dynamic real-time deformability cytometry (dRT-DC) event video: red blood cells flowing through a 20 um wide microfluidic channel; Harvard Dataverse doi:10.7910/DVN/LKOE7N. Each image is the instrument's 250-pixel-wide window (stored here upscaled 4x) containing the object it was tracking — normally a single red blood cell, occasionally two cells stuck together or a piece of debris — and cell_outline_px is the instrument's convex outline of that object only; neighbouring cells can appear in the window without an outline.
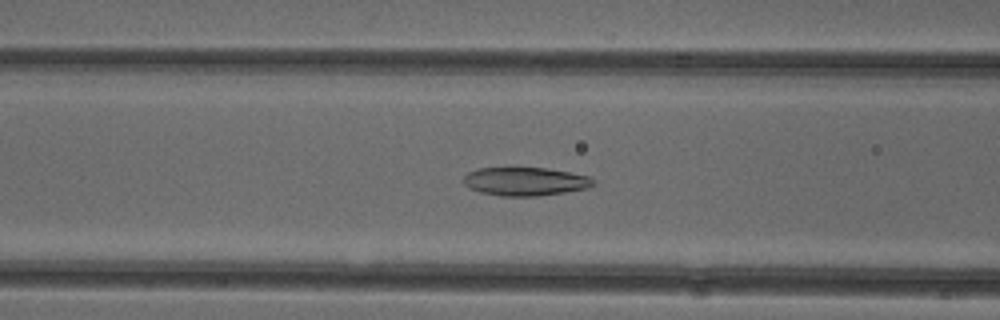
{"species": "common noctule bat (a hibernating species)", "species_latin": "Nyctalus noctula", "temperature_condition": "cold", "stored_images_in_passage": 52, "camera_frame_rate_fps": 3000, "um_per_image_px": 0.085, "animal": {"sex": "female"}, "frame": {"image": 1, "passage_image": 21, "time_ms": 6.667, "image_size_px": [1000, 320], "cell_outline_px": [[596, 184], [588, 188], [564, 192], [536, 196], [500, 196], [480, 192], [468, 188], [464, 184], [464, 176], [468, 172], [480, 168], [512, 164], [548, 168], [588, 176], [596, 180]], "centroid_in_image_um": [44.61, 15.37], "position_along_channel_um": 122.0, "area_um2": 22.48}}
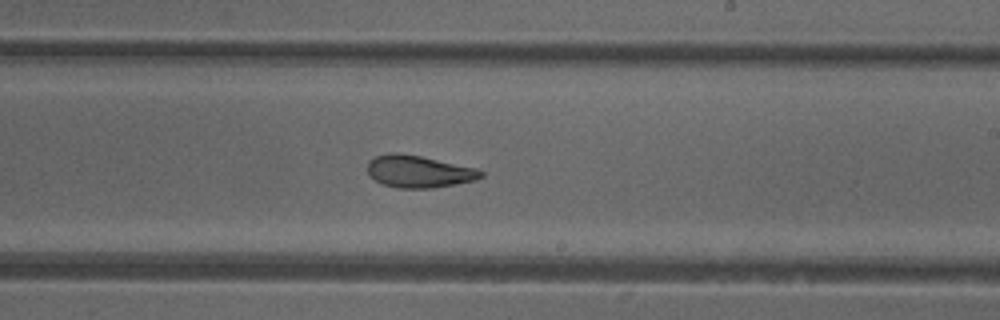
{"frame": {"image": 2, "passage_image": 31, "time_ms": 10.0, "image_size_px": [1000, 320], "cell_outline_px": [[484, 176], [476, 180], [432, 188], [396, 188], [384, 184], [376, 180], [368, 172], [368, 160], [376, 156], [392, 152], [396, 152], [420, 156], [476, 168], [484, 172]], "centroid_in_image_um": [35.61, 14.58], "position_along_channel_um": 253.4, "area_um2": 21.1}}
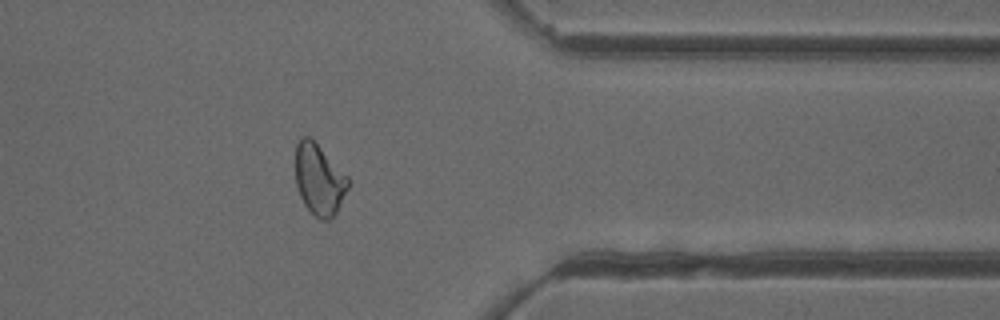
{"frame": {"image": 3, "passage_image": 42, "time_ms": 13.667, "image_size_px": [1000, 320], "cell_outline_px": [[352, 184], [332, 220], [320, 220], [304, 204], [300, 196], [296, 184], [296, 144], [300, 136], [308, 136], [352, 180]], "centroid_in_image_um": [27.17, 15.29], "position_along_channel_um": 384.2, "area_um2": 21.91}, "authors_computed_cell_mechanics": {"area_um2": 23.0044, "velocity_mm_per_s": 3.9419, "shape_relaxation_time_tau1_ms": null, "shape_relaxation_time_tau2_ms": 2.1105, "deformation_change_tau1": null, "deformation_change_tau2": 0.085}}